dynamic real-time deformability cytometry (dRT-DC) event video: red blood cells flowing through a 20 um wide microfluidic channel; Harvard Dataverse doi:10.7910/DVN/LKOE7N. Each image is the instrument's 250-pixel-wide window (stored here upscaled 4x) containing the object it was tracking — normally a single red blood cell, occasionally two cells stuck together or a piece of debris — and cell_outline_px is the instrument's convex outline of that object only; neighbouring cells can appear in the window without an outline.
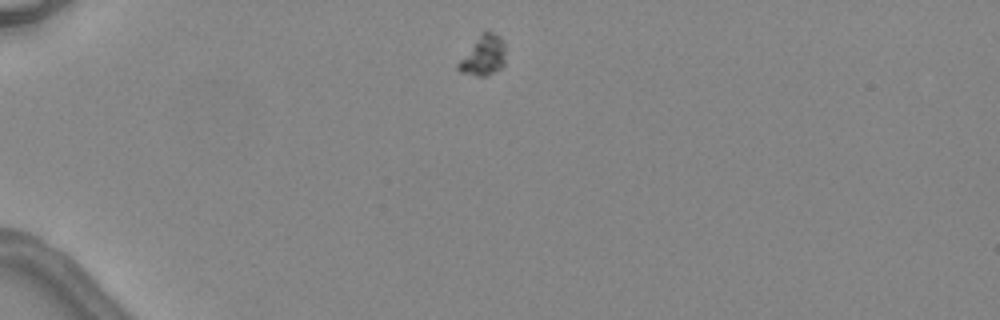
{"species": "common noctule bat (a hibernating species)", "species_latin": "Nyctalus noctula", "temperature_condition": "warm", "stored_images_in_passage": 3, "camera_frame_rate_fps": 3000, "um_per_image_px": 0.085, "animal": {"sex": "female", "body_mass_g": 24.6, "forearm_length_mm": 56.2}, "frame": {"image": 1, "passage_image": 1, "time_ms": 0.0, "image_size_px": [1000, 320], "cell_outline_px": [[504, 64], [496, 72], [488, 76], [476, 76], [460, 72], [456, 68], [456, 64], [480, 36], [484, 32], [492, 32], [500, 36], [504, 40]], "centroid_in_image_um": [41.09, 4.77], "position_along_channel_um": 43.9, "area_um2": 10.81}}